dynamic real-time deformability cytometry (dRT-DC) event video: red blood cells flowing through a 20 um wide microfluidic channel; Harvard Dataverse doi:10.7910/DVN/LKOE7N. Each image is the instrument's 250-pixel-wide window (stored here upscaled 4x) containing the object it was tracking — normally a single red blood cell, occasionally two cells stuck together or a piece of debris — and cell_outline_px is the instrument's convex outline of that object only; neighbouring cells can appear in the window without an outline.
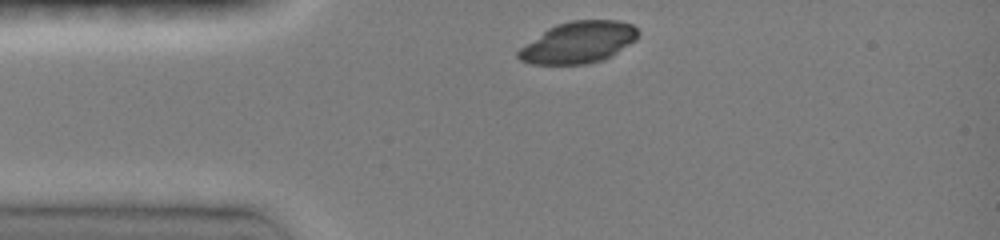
{"species": "common noctule bat (a hibernating species)", "species_latin": "Nyctalus noctula", "temperature_condition": "room temperature", "stored_images_in_passage": 9, "camera_frame_rate_fps": 3000, "um_per_image_px": 0.085, "animal": {"sex": "female", "body_mass_g": 19.0, "forearm_length_mm": 51.5}, "frame": {"image": 1, "passage_image": 1, "time_ms": 0.0, "image_size_px": [1000, 240], "cell_outline_px": [[640, 36], [636, 40], [612, 56], [604, 60], [588, 64], [532, 64], [520, 60], [516, 56], [516, 52], [520, 48], [548, 28], [556, 24], [572, 20], [620, 20], [632, 24], [640, 32]], "centroid_in_image_um": [49.2, 3.6], "position_along_channel_um": 35.8, "area_um2": 29.25}}